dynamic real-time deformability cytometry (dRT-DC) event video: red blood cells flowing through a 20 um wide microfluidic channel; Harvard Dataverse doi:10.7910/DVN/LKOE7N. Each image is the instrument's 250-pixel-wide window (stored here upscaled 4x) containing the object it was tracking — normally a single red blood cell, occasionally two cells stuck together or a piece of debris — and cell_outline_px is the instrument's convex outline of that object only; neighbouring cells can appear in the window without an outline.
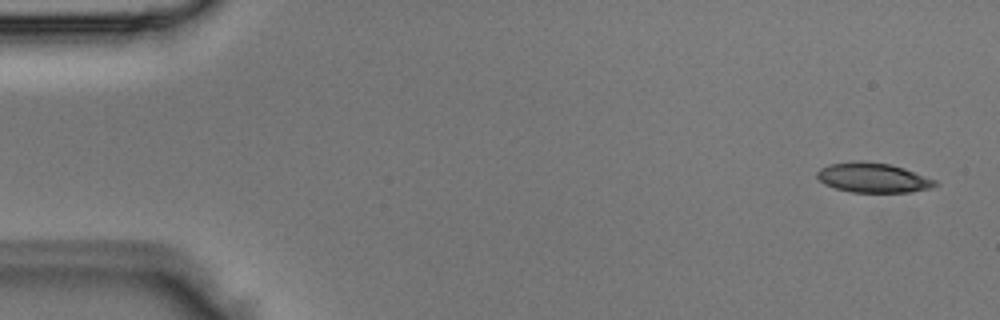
{"species": "Egyptian fruit bat (a non-hibernating species)", "species_latin": "Rousettus aegyptiacus", "temperature_condition": "room temperature", "stored_images_in_passage": 4, "camera_frame_rate_fps": 3000, "um_per_image_px": 0.085, "animal": {"sex": "male"}, "frame": {"image": 1, "passage_image": 1, "time_ms": 0.0, "image_size_px": [1000, 320], "cell_outline_px": [[940, 184], [932, 188], [912, 192], [852, 192], [836, 188], [824, 184], [816, 176], [816, 172], [820, 168], [828, 164], [852, 160], [860, 160], [888, 164], [904, 168], [936, 180]], "centroid_in_image_um": [74.2, 15.1], "position_along_channel_um": 10.8, "area_um2": 20.63}}
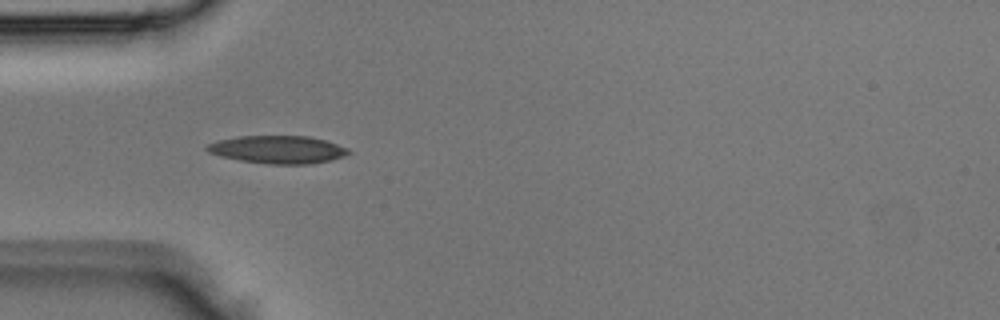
{"frame": {"image": 2, "passage_image": 4, "time_ms": 1.0, "image_size_px": [1000, 320], "cell_outline_px": [[352, 152], [344, 156], [332, 160], [308, 164], [268, 164], [240, 160], [220, 156], [208, 152], [204, 148], [208, 144], [216, 140], [236, 136], [312, 136], [348, 148]], "centroid_in_image_um": [23.6, 12.71], "position_along_channel_um": 61.4, "area_um2": 23.06}}